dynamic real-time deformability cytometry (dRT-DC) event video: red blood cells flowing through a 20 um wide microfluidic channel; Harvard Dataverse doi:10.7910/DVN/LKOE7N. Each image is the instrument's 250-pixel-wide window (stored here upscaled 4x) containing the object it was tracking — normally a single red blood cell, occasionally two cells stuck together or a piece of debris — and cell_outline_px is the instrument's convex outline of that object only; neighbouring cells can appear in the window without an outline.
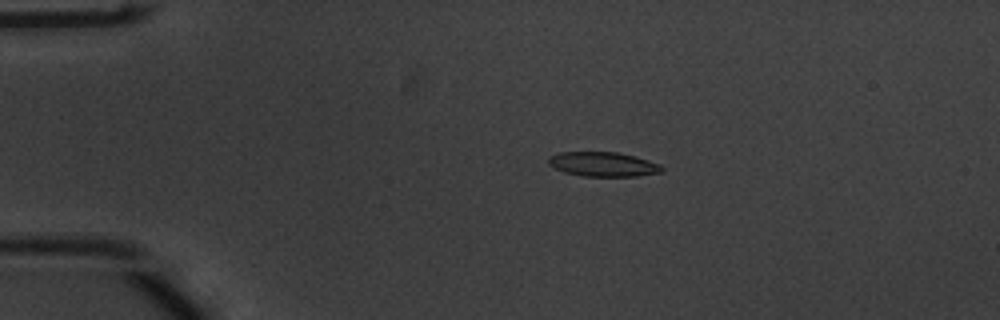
{"species": "common noctule bat (a hibernating species)", "species_latin": "Nyctalus noctula", "temperature_condition": "warm", "stored_images_in_passage": 53, "camera_frame_rate_fps": 3000, "um_per_image_px": 0.085, "animal": {"sex": "male", "body_mass_g": 20.1, "forearm_length_mm": 53.5}, "frame": {"image": 1, "passage_image": 12, "time_ms": 3.667, "image_size_px": [1000, 320], "cell_outline_px": [[664, 172], [636, 176], [584, 176], [564, 172], [548, 164], [548, 156], [560, 152], [616, 152], [636, 156], [660, 164], [664, 168]], "centroid_in_image_um": [51.28, 13.96], "position_along_channel_um": 33.7, "area_um2": 16.24}}
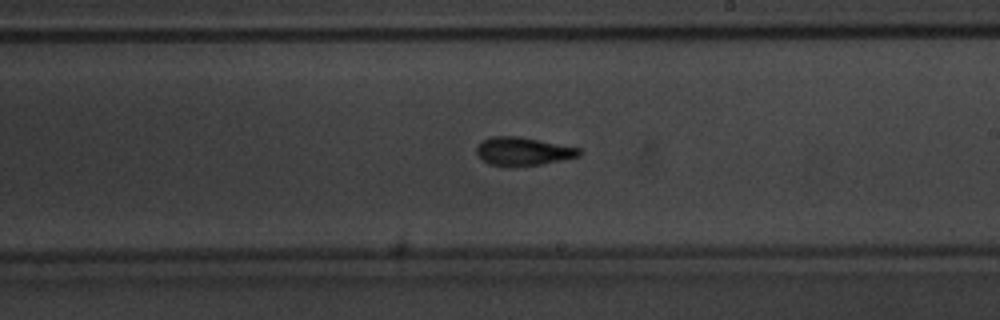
{"frame": {"image": 2, "passage_image": 32, "time_ms": 10.333, "image_size_px": [1000, 320], "cell_outline_px": [[580, 156], [540, 164], [512, 168], [508, 168], [488, 164], [476, 152], [476, 148], [484, 140], [492, 136], [520, 136], [580, 148]], "centroid_in_image_um": [44.44, 12.88], "position_along_channel_um": 244.6, "area_um2": 16.99}}
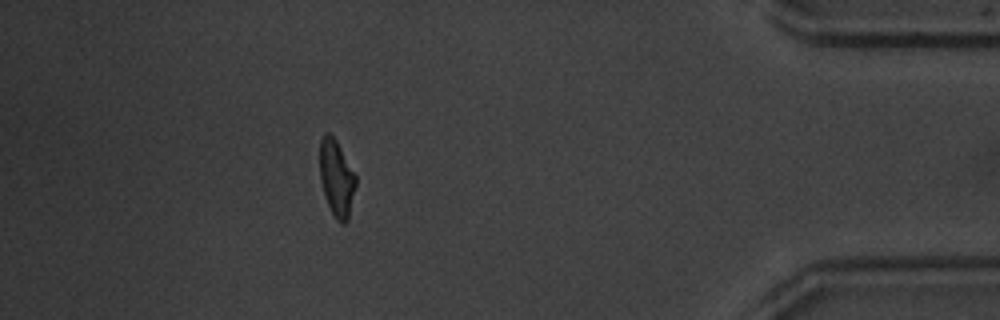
{"frame": {"image": 3, "passage_image": 48, "time_ms": 15.667, "image_size_px": [1000, 320], "cell_outline_px": [[356, 184], [348, 220], [344, 224], [340, 224], [336, 220], [328, 204], [320, 180], [320, 140], [324, 132], [328, 132], [336, 140], [356, 176]], "centroid_in_image_um": [28.6, 15.15], "position_along_channel_um": 406.6, "area_um2": 15.9}, "authors_computed_cell_mechanics": {"area_um2": 16.6464, "velocity_mm_per_s": 3.8843, "shape_relaxation_time_tau1_ms": 3.4206, "shape_relaxation_time_tau2_ms": 1.5035, "deformation_change_tau1": 0.1738, "deformation_change_tau2": 0.0948}}